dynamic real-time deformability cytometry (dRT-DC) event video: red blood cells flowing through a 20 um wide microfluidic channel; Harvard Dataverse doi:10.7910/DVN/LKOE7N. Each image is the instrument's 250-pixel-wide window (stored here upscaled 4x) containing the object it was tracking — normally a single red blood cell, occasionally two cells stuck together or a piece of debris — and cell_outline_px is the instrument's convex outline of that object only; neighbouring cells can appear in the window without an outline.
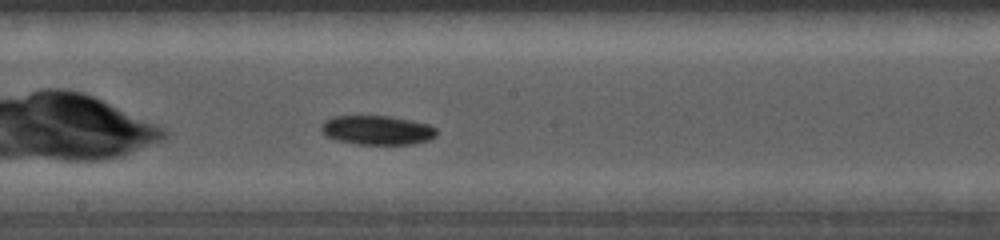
{"species": "common noctule bat (a hibernating species)", "species_latin": "Nyctalus noctula", "temperature_condition": "cold", "stored_images_in_passage": 29, "camera_frame_rate_fps": 5000, "um_per_image_px": 0.085, "animal": {"sex": "female", "body_mass_g": 19.0, "forearm_length_mm": 56.7}, "frame": {"image": 1, "passage_image": 13, "time_ms": 3.4, "image_size_px": [1000, 240], "cell_outline_px": [[436, 136], [428, 140], [412, 144], [356, 144], [336, 140], [324, 136], [320, 128], [328, 120], [336, 116], [388, 116], [428, 124], [436, 128]], "centroid_in_image_um": [32.05, 11.07], "position_along_channel_um": 216.1, "area_um2": 19.42}}
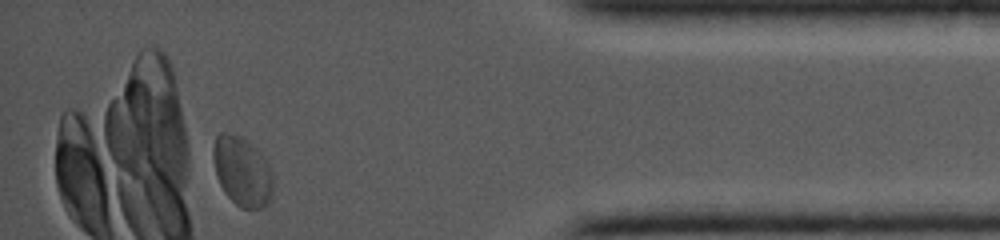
{"frame": {"image": 2, "passage_image": 29, "time_ms": 8.4, "image_size_px": [1000, 240], "cell_outline_px": [[272, 200], [268, 204], [260, 208], [240, 208], [224, 192], [216, 176], [212, 156], [212, 148], [216, 136], [220, 132], [228, 132], [240, 136], [256, 148], [268, 160], [272, 172]], "centroid_in_image_um": [20.59, 14.56], "position_along_channel_um": 414.6, "area_um2": 24.57}}